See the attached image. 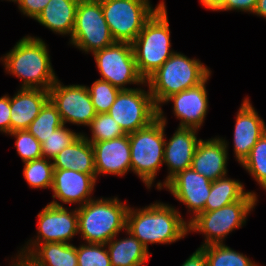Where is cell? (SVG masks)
Here are the masks:
<instances>
[{
	"label": "cell",
	"instance_id": "cell-22",
	"mask_svg": "<svg viewBox=\"0 0 266 266\" xmlns=\"http://www.w3.org/2000/svg\"><path fill=\"white\" fill-rule=\"evenodd\" d=\"M54 169H70L86 174H96L92 144L81 134L53 159Z\"/></svg>",
	"mask_w": 266,
	"mask_h": 266
},
{
	"label": "cell",
	"instance_id": "cell-14",
	"mask_svg": "<svg viewBox=\"0 0 266 266\" xmlns=\"http://www.w3.org/2000/svg\"><path fill=\"white\" fill-rule=\"evenodd\" d=\"M212 181L200 175L192 167L177 173L164 186L172 195L192 210L191 220L204 212L207 198L210 194Z\"/></svg>",
	"mask_w": 266,
	"mask_h": 266
},
{
	"label": "cell",
	"instance_id": "cell-4",
	"mask_svg": "<svg viewBox=\"0 0 266 266\" xmlns=\"http://www.w3.org/2000/svg\"><path fill=\"white\" fill-rule=\"evenodd\" d=\"M129 206L118 198L90 200L77 208L78 233L88 243L107 244L126 230Z\"/></svg>",
	"mask_w": 266,
	"mask_h": 266
},
{
	"label": "cell",
	"instance_id": "cell-37",
	"mask_svg": "<svg viewBox=\"0 0 266 266\" xmlns=\"http://www.w3.org/2000/svg\"><path fill=\"white\" fill-rule=\"evenodd\" d=\"M10 97L4 95L0 98V131L6 134L10 133Z\"/></svg>",
	"mask_w": 266,
	"mask_h": 266
},
{
	"label": "cell",
	"instance_id": "cell-27",
	"mask_svg": "<svg viewBox=\"0 0 266 266\" xmlns=\"http://www.w3.org/2000/svg\"><path fill=\"white\" fill-rule=\"evenodd\" d=\"M63 125L56 105L49 98L42 106L38 116L27 128V131L42 144L52 132Z\"/></svg>",
	"mask_w": 266,
	"mask_h": 266
},
{
	"label": "cell",
	"instance_id": "cell-16",
	"mask_svg": "<svg viewBox=\"0 0 266 266\" xmlns=\"http://www.w3.org/2000/svg\"><path fill=\"white\" fill-rule=\"evenodd\" d=\"M196 128L178 127L172 138L164 144V163L168 165L169 173L166 180L157 183L160 190L177 173L190 168L193 156L200 139L197 140Z\"/></svg>",
	"mask_w": 266,
	"mask_h": 266
},
{
	"label": "cell",
	"instance_id": "cell-8",
	"mask_svg": "<svg viewBox=\"0 0 266 266\" xmlns=\"http://www.w3.org/2000/svg\"><path fill=\"white\" fill-rule=\"evenodd\" d=\"M164 4L154 9L149 0H101L104 18L115 42L132 43L144 24Z\"/></svg>",
	"mask_w": 266,
	"mask_h": 266
},
{
	"label": "cell",
	"instance_id": "cell-18",
	"mask_svg": "<svg viewBox=\"0 0 266 266\" xmlns=\"http://www.w3.org/2000/svg\"><path fill=\"white\" fill-rule=\"evenodd\" d=\"M96 184V174H86L70 169H54L52 191L53 198L63 203H79L83 206L88 201Z\"/></svg>",
	"mask_w": 266,
	"mask_h": 266
},
{
	"label": "cell",
	"instance_id": "cell-7",
	"mask_svg": "<svg viewBox=\"0 0 266 266\" xmlns=\"http://www.w3.org/2000/svg\"><path fill=\"white\" fill-rule=\"evenodd\" d=\"M254 192H248L241 200L212 211H204L188 222L189 231L201 232L206 236L201 247L222 244L225 237L246 222L247 214L256 205Z\"/></svg>",
	"mask_w": 266,
	"mask_h": 266
},
{
	"label": "cell",
	"instance_id": "cell-21",
	"mask_svg": "<svg viewBox=\"0 0 266 266\" xmlns=\"http://www.w3.org/2000/svg\"><path fill=\"white\" fill-rule=\"evenodd\" d=\"M49 99V90L21 88L10 98V132L27 130Z\"/></svg>",
	"mask_w": 266,
	"mask_h": 266
},
{
	"label": "cell",
	"instance_id": "cell-26",
	"mask_svg": "<svg viewBox=\"0 0 266 266\" xmlns=\"http://www.w3.org/2000/svg\"><path fill=\"white\" fill-rule=\"evenodd\" d=\"M247 193L241 182L223 176L212 181L204 211H212L232 204L241 200Z\"/></svg>",
	"mask_w": 266,
	"mask_h": 266
},
{
	"label": "cell",
	"instance_id": "cell-6",
	"mask_svg": "<svg viewBox=\"0 0 266 266\" xmlns=\"http://www.w3.org/2000/svg\"><path fill=\"white\" fill-rule=\"evenodd\" d=\"M166 117L161 107L158 117L148 126L129 133L131 170L142 179L148 188L154 182L158 169L164 161Z\"/></svg>",
	"mask_w": 266,
	"mask_h": 266
},
{
	"label": "cell",
	"instance_id": "cell-39",
	"mask_svg": "<svg viewBox=\"0 0 266 266\" xmlns=\"http://www.w3.org/2000/svg\"><path fill=\"white\" fill-rule=\"evenodd\" d=\"M181 266H207L205 252L199 247Z\"/></svg>",
	"mask_w": 266,
	"mask_h": 266
},
{
	"label": "cell",
	"instance_id": "cell-25",
	"mask_svg": "<svg viewBox=\"0 0 266 266\" xmlns=\"http://www.w3.org/2000/svg\"><path fill=\"white\" fill-rule=\"evenodd\" d=\"M129 237L114 240L113 237L107 244L111 266H142L150 257L143 244L126 229Z\"/></svg>",
	"mask_w": 266,
	"mask_h": 266
},
{
	"label": "cell",
	"instance_id": "cell-19",
	"mask_svg": "<svg viewBox=\"0 0 266 266\" xmlns=\"http://www.w3.org/2000/svg\"><path fill=\"white\" fill-rule=\"evenodd\" d=\"M234 130V152L237 161L242 164L258 139L266 132L265 122L247 98L237 113Z\"/></svg>",
	"mask_w": 266,
	"mask_h": 266
},
{
	"label": "cell",
	"instance_id": "cell-3",
	"mask_svg": "<svg viewBox=\"0 0 266 266\" xmlns=\"http://www.w3.org/2000/svg\"><path fill=\"white\" fill-rule=\"evenodd\" d=\"M210 74L199 60L174 52L144 85L148 83L153 101L159 108L168 97L199 85Z\"/></svg>",
	"mask_w": 266,
	"mask_h": 266
},
{
	"label": "cell",
	"instance_id": "cell-5",
	"mask_svg": "<svg viewBox=\"0 0 266 266\" xmlns=\"http://www.w3.org/2000/svg\"><path fill=\"white\" fill-rule=\"evenodd\" d=\"M132 46L138 73L146 81L174 53L165 4L144 24Z\"/></svg>",
	"mask_w": 266,
	"mask_h": 266
},
{
	"label": "cell",
	"instance_id": "cell-9",
	"mask_svg": "<svg viewBox=\"0 0 266 266\" xmlns=\"http://www.w3.org/2000/svg\"><path fill=\"white\" fill-rule=\"evenodd\" d=\"M70 41L92 53L115 43L103 15L101 0H79Z\"/></svg>",
	"mask_w": 266,
	"mask_h": 266
},
{
	"label": "cell",
	"instance_id": "cell-12",
	"mask_svg": "<svg viewBox=\"0 0 266 266\" xmlns=\"http://www.w3.org/2000/svg\"><path fill=\"white\" fill-rule=\"evenodd\" d=\"M148 91L121 90L107 112L126 134L148 126L158 117V108Z\"/></svg>",
	"mask_w": 266,
	"mask_h": 266
},
{
	"label": "cell",
	"instance_id": "cell-2",
	"mask_svg": "<svg viewBox=\"0 0 266 266\" xmlns=\"http://www.w3.org/2000/svg\"><path fill=\"white\" fill-rule=\"evenodd\" d=\"M2 61L10 74L23 80L21 88L49 90L57 80L48 48L40 38L23 37Z\"/></svg>",
	"mask_w": 266,
	"mask_h": 266
},
{
	"label": "cell",
	"instance_id": "cell-13",
	"mask_svg": "<svg viewBox=\"0 0 266 266\" xmlns=\"http://www.w3.org/2000/svg\"><path fill=\"white\" fill-rule=\"evenodd\" d=\"M49 98L56 105L63 124L70 122L89 126L97 115L84 85L63 86L57 79L49 89Z\"/></svg>",
	"mask_w": 266,
	"mask_h": 266
},
{
	"label": "cell",
	"instance_id": "cell-34",
	"mask_svg": "<svg viewBox=\"0 0 266 266\" xmlns=\"http://www.w3.org/2000/svg\"><path fill=\"white\" fill-rule=\"evenodd\" d=\"M105 246V244L88 243L76 247L78 266H111Z\"/></svg>",
	"mask_w": 266,
	"mask_h": 266
},
{
	"label": "cell",
	"instance_id": "cell-1",
	"mask_svg": "<svg viewBox=\"0 0 266 266\" xmlns=\"http://www.w3.org/2000/svg\"><path fill=\"white\" fill-rule=\"evenodd\" d=\"M126 229L148 250V243L169 244L189 232L188 223L175 208L156 202L144 209L129 207Z\"/></svg>",
	"mask_w": 266,
	"mask_h": 266
},
{
	"label": "cell",
	"instance_id": "cell-31",
	"mask_svg": "<svg viewBox=\"0 0 266 266\" xmlns=\"http://www.w3.org/2000/svg\"><path fill=\"white\" fill-rule=\"evenodd\" d=\"M89 127L92 131L91 139L84 136L89 142L107 141L126 135L108 113L97 114L90 122Z\"/></svg>",
	"mask_w": 266,
	"mask_h": 266
},
{
	"label": "cell",
	"instance_id": "cell-28",
	"mask_svg": "<svg viewBox=\"0 0 266 266\" xmlns=\"http://www.w3.org/2000/svg\"><path fill=\"white\" fill-rule=\"evenodd\" d=\"M206 254L207 266H258L247 256L222 244L200 247Z\"/></svg>",
	"mask_w": 266,
	"mask_h": 266
},
{
	"label": "cell",
	"instance_id": "cell-36",
	"mask_svg": "<svg viewBox=\"0 0 266 266\" xmlns=\"http://www.w3.org/2000/svg\"><path fill=\"white\" fill-rule=\"evenodd\" d=\"M50 0H14L20 11L34 20L43 11Z\"/></svg>",
	"mask_w": 266,
	"mask_h": 266
},
{
	"label": "cell",
	"instance_id": "cell-33",
	"mask_svg": "<svg viewBox=\"0 0 266 266\" xmlns=\"http://www.w3.org/2000/svg\"><path fill=\"white\" fill-rule=\"evenodd\" d=\"M80 135L81 133H76L69 128H65L64 124L52 132V134L41 144L43 157L52 160L59 154V152L65 147H68Z\"/></svg>",
	"mask_w": 266,
	"mask_h": 266
},
{
	"label": "cell",
	"instance_id": "cell-40",
	"mask_svg": "<svg viewBox=\"0 0 266 266\" xmlns=\"http://www.w3.org/2000/svg\"><path fill=\"white\" fill-rule=\"evenodd\" d=\"M224 1L225 0H200V3L208 9L218 11L222 7Z\"/></svg>",
	"mask_w": 266,
	"mask_h": 266
},
{
	"label": "cell",
	"instance_id": "cell-41",
	"mask_svg": "<svg viewBox=\"0 0 266 266\" xmlns=\"http://www.w3.org/2000/svg\"><path fill=\"white\" fill-rule=\"evenodd\" d=\"M253 14L266 18V0H257V4Z\"/></svg>",
	"mask_w": 266,
	"mask_h": 266
},
{
	"label": "cell",
	"instance_id": "cell-11",
	"mask_svg": "<svg viewBox=\"0 0 266 266\" xmlns=\"http://www.w3.org/2000/svg\"><path fill=\"white\" fill-rule=\"evenodd\" d=\"M93 54L102 76L101 80L109 82L120 90H129L125 88V84L145 83L136 67L132 43L115 42Z\"/></svg>",
	"mask_w": 266,
	"mask_h": 266
},
{
	"label": "cell",
	"instance_id": "cell-15",
	"mask_svg": "<svg viewBox=\"0 0 266 266\" xmlns=\"http://www.w3.org/2000/svg\"><path fill=\"white\" fill-rule=\"evenodd\" d=\"M94 150L96 180L99 174L123 176L131 169L129 135L99 142H90Z\"/></svg>",
	"mask_w": 266,
	"mask_h": 266
},
{
	"label": "cell",
	"instance_id": "cell-35",
	"mask_svg": "<svg viewBox=\"0 0 266 266\" xmlns=\"http://www.w3.org/2000/svg\"><path fill=\"white\" fill-rule=\"evenodd\" d=\"M9 134L16 137L15 145L23 163L43 157L41 143L27 130H17Z\"/></svg>",
	"mask_w": 266,
	"mask_h": 266
},
{
	"label": "cell",
	"instance_id": "cell-17",
	"mask_svg": "<svg viewBox=\"0 0 266 266\" xmlns=\"http://www.w3.org/2000/svg\"><path fill=\"white\" fill-rule=\"evenodd\" d=\"M209 76L199 85L183 90L168 97L165 102H173V111L179 118V127L199 129L208 109L206 82Z\"/></svg>",
	"mask_w": 266,
	"mask_h": 266
},
{
	"label": "cell",
	"instance_id": "cell-20",
	"mask_svg": "<svg viewBox=\"0 0 266 266\" xmlns=\"http://www.w3.org/2000/svg\"><path fill=\"white\" fill-rule=\"evenodd\" d=\"M227 145L219 137L206 141L200 139L193 156L192 169L211 181L226 176Z\"/></svg>",
	"mask_w": 266,
	"mask_h": 266
},
{
	"label": "cell",
	"instance_id": "cell-38",
	"mask_svg": "<svg viewBox=\"0 0 266 266\" xmlns=\"http://www.w3.org/2000/svg\"><path fill=\"white\" fill-rule=\"evenodd\" d=\"M257 0H225L219 11L240 10L244 12H254Z\"/></svg>",
	"mask_w": 266,
	"mask_h": 266
},
{
	"label": "cell",
	"instance_id": "cell-32",
	"mask_svg": "<svg viewBox=\"0 0 266 266\" xmlns=\"http://www.w3.org/2000/svg\"><path fill=\"white\" fill-rule=\"evenodd\" d=\"M87 89L97 114L107 113L121 91L119 88L101 79L96 80L92 87H87Z\"/></svg>",
	"mask_w": 266,
	"mask_h": 266
},
{
	"label": "cell",
	"instance_id": "cell-24",
	"mask_svg": "<svg viewBox=\"0 0 266 266\" xmlns=\"http://www.w3.org/2000/svg\"><path fill=\"white\" fill-rule=\"evenodd\" d=\"M78 4L79 0H50L35 20L53 32L71 36Z\"/></svg>",
	"mask_w": 266,
	"mask_h": 266
},
{
	"label": "cell",
	"instance_id": "cell-23",
	"mask_svg": "<svg viewBox=\"0 0 266 266\" xmlns=\"http://www.w3.org/2000/svg\"><path fill=\"white\" fill-rule=\"evenodd\" d=\"M20 264L22 266H78L76 246L59 242L39 244Z\"/></svg>",
	"mask_w": 266,
	"mask_h": 266
},
{
	"label": "cell",
	"instance_id": "cell-10",
	"mask_svg": "<svg viewBox=\"0 0 266 266\" xmlns=\"http://www.w3.org/2000/svg\"><path fill=\"white\" fill-rule=\"evenodd\" d=\"M37 216L39 218L38 236L36 240H32V245L28 242L30 246L27 244V247L22 248L16 259L18 263H21L39 244L68 243L74 235L78 234L77 208L68 212L63 205L52 201Z\"/></svg>",
	"mask_w": 266,
	"mask_h": 266
},
{
	"label": "cell",
	"instance_id": "cell-29",
	"mask_svg": "<svg viewBox=\"0 0 266 266\" xmlns=\"http://www.w3.org/2000/svg\"><path fill=\"white\" fill-rule=\"evenodd\" d=\"M23 174L30 187L39 189L52 188L53 162L45 157L24 162Z\"/></svg>",
	"mask_w": 266,
	"mask_h": 266
},
{
	"label": "cell",
	"instance_id": "cell-30",
	"mask_svg": "<svg viewBox=\"0 0 266 266\" xmlns=\"http://www.w3.org/2000/svg\"><path fill=\"white\" fill-rule=\"evenodd\" d=\"M241 165L266 190V132L258 139Z\"/></svg>",
	"mask_w": 266,
	"mask_h": 266
}]
</instances>
